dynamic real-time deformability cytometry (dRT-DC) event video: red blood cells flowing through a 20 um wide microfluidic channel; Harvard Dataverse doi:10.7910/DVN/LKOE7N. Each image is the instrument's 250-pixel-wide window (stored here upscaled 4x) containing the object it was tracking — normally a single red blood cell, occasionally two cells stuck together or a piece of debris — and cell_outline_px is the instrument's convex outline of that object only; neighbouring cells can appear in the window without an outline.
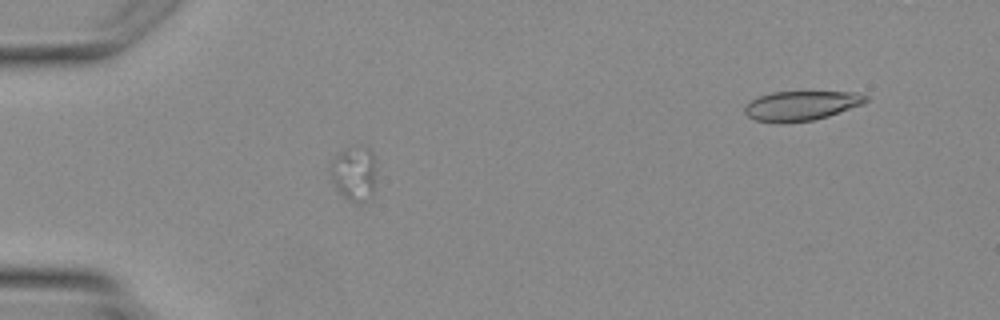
{"species": "Egyptian fruit bat (a non-hibernating species)", "species_latin": "Rousettus aegyptiacus", "temperature_condition": "warm", "stored_images_in_passage": 5, "segment_of_instrument_passage": [1, 2], "camera_frame_rate_fps": 3000, "um_per_image_px": 0.085, "animal": {"sex": "female"}, "frame": {"image": 1, "passage_image": 4, "time_ms": 3.333, "image_size_px": [1000, 320], "cell_outline_px": [[372, 200], [352, 200], [344, 196], [336, 188], [332, 172], [332, 164], [336, 156], [340, 152], [372, 152]], "centroid_in_image_um": [30.07, 14.87], "position_along_channel_um": 54.9, "area_um2": 12.43}}